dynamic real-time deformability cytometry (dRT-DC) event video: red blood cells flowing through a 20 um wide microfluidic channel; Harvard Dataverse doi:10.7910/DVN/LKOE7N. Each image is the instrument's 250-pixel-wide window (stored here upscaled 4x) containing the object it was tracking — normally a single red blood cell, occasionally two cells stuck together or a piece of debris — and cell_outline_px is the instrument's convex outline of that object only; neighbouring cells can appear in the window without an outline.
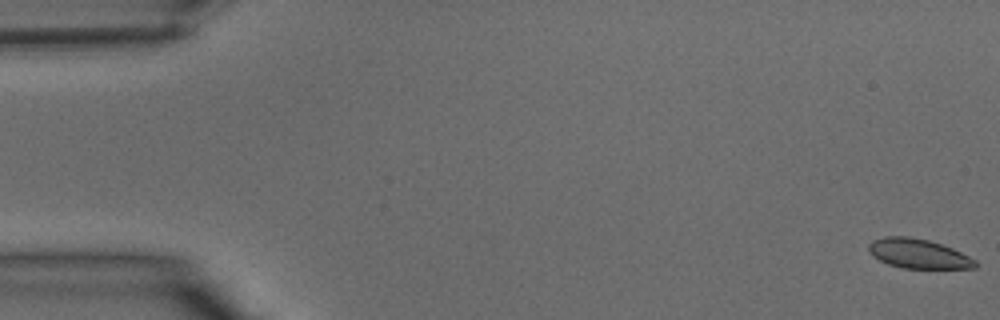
{"species": "common noctule bat (a hibernating species)", "species_latin": "Nyctalus noctula", "temperature_condition": "warm", "stored_images_in_passage": 40, "camera_frame_rate_fps": 3000, "um_per_image_px": 0.085, "animal": {"sex": "male", "body_mass_g": 15.6}, "frame": {"image": 1, "passage_image": 1, "time_ms": 0.0, "image_size_px": [1000, 320], "cell_outline_px": [[980, 264], [976, 268], [904, 268], [888, 264], [872, 256], [868, 252], [868, 244], [872, 240], [884, 236], [908, 236], [928, 240], [952, 248], [976, 260]], "centroid_in_image_um": [78.04, 21.56], "position_along_channel_um": 7.0, "area_um2": 18.38}}
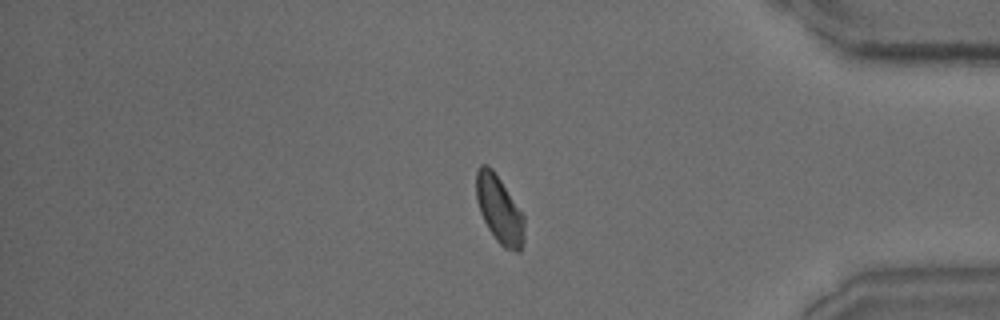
{"frame": {"image": 2, "passage_image": 34, "time_ms": 11.0, "image_size_px": [1000, 320], "cell_outline_px": [[524, 244], [520, 252], [516, 252], [504, 248], [496, 240], [488, 228], [480, 212], [476, 200], [476, 172], [480, 164], [488, 164], [492, 168], [524, 216]], "centroid_in_image_um": [42.44, 17.83], "position_along_channel_um": 392.8, "area_um2": 18.9}}
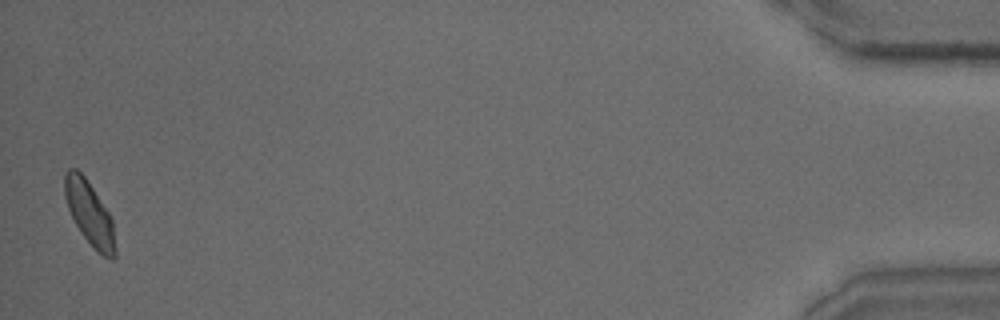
{"frame": {"image": 3, "passage_image": 40, "time_ms": 13.0, "image_size_px": [1000, 320], "cell_outline_px": [[116, 256], [112, 260], [104, 256], [80, 232], [68, 208], [64, 196], [64, 172], [68, 168], [76, 168], [84, 176], [108, 212], [112, 220], [116, 248]], "centroid_in_image_um": [7.59, 18.1], "position_along_channel_um": 427.6, "area_um2": 18.38}}